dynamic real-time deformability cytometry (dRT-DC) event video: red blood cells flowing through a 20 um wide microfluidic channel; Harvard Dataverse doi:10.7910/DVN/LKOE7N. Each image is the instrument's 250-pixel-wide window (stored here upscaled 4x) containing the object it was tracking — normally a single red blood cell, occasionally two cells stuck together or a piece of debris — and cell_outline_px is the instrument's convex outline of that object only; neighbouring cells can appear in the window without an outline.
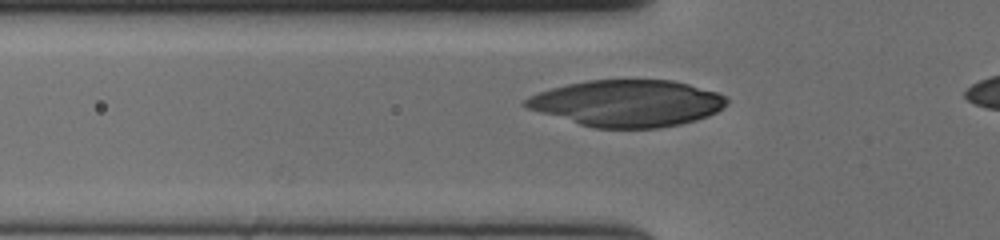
{"species": "human", "species_latin": "Homo sapiens", "temperature_condition": "cold", "stored_images_in_passage": 40, "camera_frame_rate_fps": 3000, "um_per_image_px": 0.085, "donor": {"sex": "female"}, "frame": {"image": 1, "passage_image": 12, "time_ms": 3.667, "image_size_px": [1000, 240], "cell_outline_px": [[728, 104], [716, 112], [708, 116], [696, 120], [680, 124], [660, 128], [592, 128], [540, 112], [528, 108], [520, 104], [528, 96], [552, 88], [568, 84], [588, 80], [672, 80], [688, 84], [716, 92], [724, 96], [728, 100]], "centroid_in_image_um": [53.32, 8.78], "position_along_channel_um": 72.5, "area_um2": 54.51}}
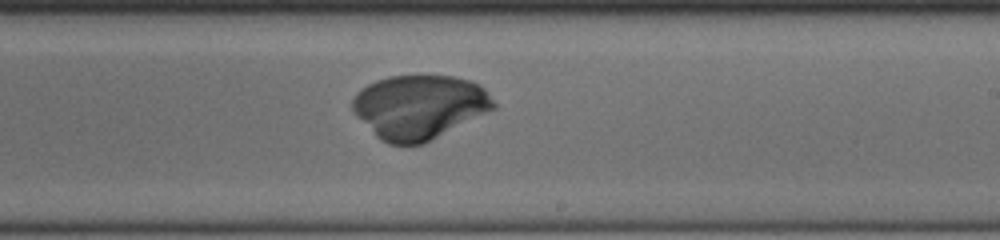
{"frame": {"image": 2, "passage_image": 27, "time_ms": 8.667, "image_size_px": [1000, 240], "cell_outline_px": [[496, 108], [424, 144], [388, 144], [380, 140], [352, 112], [352, 100], [356, 92], [360, 88], [376, 80], [388, 76], [452, 76], [472, 80], [484, 88], [488, 92], [496, 104]], "centroid_in_image_um": [35.63, 9.08], "position_along_channel_um": 253.4, "area_um2": 52.89}}
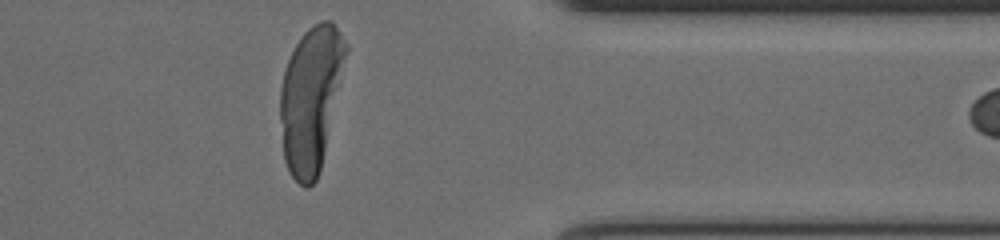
{"frame": {"image": 3, "passage_image": 39, "time_ms": 12.667, "image_size_px": [1000, 240], "cell_outline_px": [[348, 52], [320, 172], [316, 180], [308, 188], [304, 188], [288, 172], [284, 160], [280, 120], [280, 88], [284, 72], [288, 60], [300, 36], [308, 28], [320, 20], [332, 20], [348, 44]], "centroid_in_image_um": [26.43, 8.38], "position_along_channel_um": 385.0, "area_um2": 55.72}}